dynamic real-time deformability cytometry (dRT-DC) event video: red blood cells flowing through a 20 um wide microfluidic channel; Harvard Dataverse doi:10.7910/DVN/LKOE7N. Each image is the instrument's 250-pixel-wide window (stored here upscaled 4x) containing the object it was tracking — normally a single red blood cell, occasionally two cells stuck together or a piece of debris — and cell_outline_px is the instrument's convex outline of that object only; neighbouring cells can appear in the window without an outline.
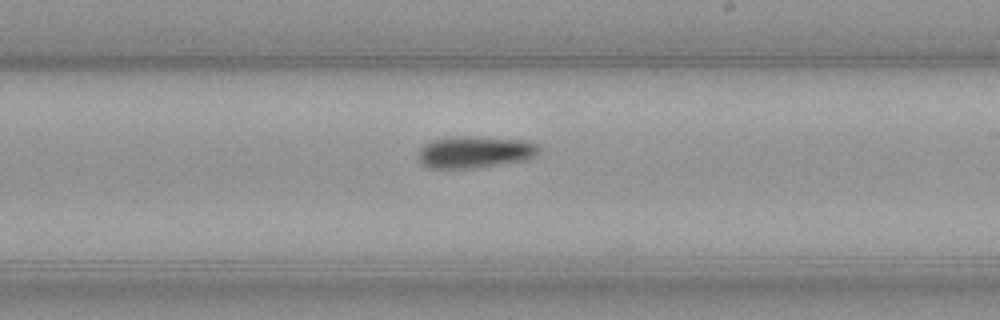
{"species": "common noctule bat (a hibernating species)", "species_latin": "Nyctalus noctula", "temperature_condition": "warm", "stored_images_in_passage": 38, "camera_frame_rate_fps": 3000, "um_per_image_px": 0.085, "animal": {"sex": "female", "body_mass_g": 21.9}, "frame": {"image": 1, "passage_image": 21, "time_ms": 6.667, "image_size_px": [1000, 320], "cell_outline_px": [[540, 152], [536, 156], [528, 160], [480, 168], [428, 168], [420, 164], [416, 156], [420, 148], [424, 144], [432, 140], [448, 136], [468, 136], [524, 140], [536, 144], [540, 148]], "centroid_in_image_um": [40.34, 12.93], "position_along_channel_um": 248.7, "area_um2": 23.0}}
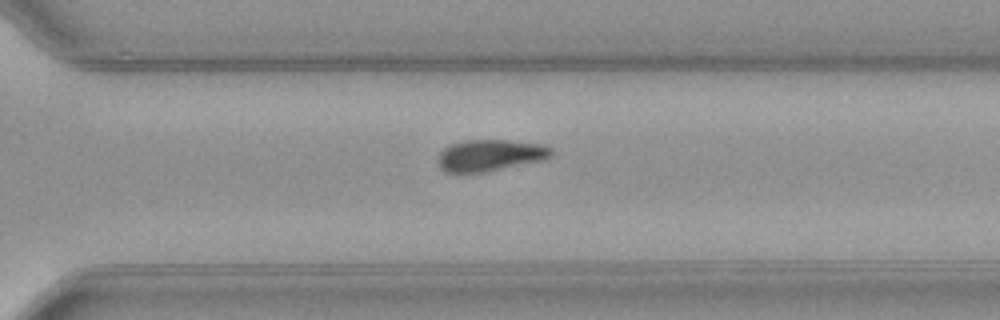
{"frame": {"image": 2, "passage_image": 27, "time_ms": 8.667, "image_size_px": [1000, 320], "cell_outline_px": [[552, 156], [548, 160], [484, 172], [444, 172], [440, 168], [440, 152], [444, 148], [452, 144], [464, 140], [508, 140], [540, 144], [552, 148]], "centroid_in_image_um": [41.73, 13.2], "position_along_channel_um": 328.9, "area_um2": 20.87}}
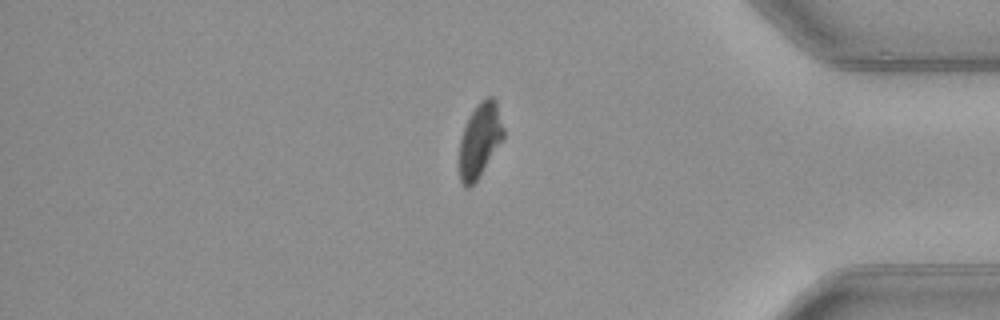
{"frame": {"image": 3, "passage_image": 34, "time_ms": 11.0, "image_size_px": [1000, 320], "cell_outline_px": [[504, 136], [480, 176], [468, 188], [464, 188], [460, 180], [460, 140], [464, 128], [476, 104], [488, 96], [492, 96], [496, 100], [504, 128]], "centroid_in_image_um": [40.79, 11.9], "position_along_channel_um": 394.4, "area_um2": 18.79}, "authors_computed_cell_mechanics": {"area_um2": 21.1259, "velocity_mm_per_s": 4.031, "shape_relaxation_time_tau1_ms": 6.133, "shape_relaxation_time_tau2_ms": null, "deformation_change_tau1": 0.1915, "deformation_change_tau2": null}}